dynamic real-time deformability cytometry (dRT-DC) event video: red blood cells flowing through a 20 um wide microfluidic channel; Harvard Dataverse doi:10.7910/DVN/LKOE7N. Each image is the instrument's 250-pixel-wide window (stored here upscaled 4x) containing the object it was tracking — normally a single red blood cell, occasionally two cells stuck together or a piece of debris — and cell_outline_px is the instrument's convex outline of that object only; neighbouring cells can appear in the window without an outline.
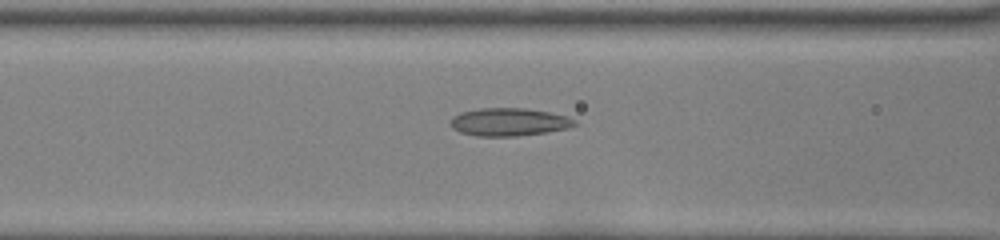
{"species": "common noctule bat (a hibernating species)", "species_latin": "Nyctalus noctula", "temperature_condition": "room temperature", "stored_images_in_passage": 41, "camera_frame_rate_fps": 3000, "um_per_image_px": 0.085, "animal": {"sex": "female", "body_mass_g": 22.0, "forearm_length_mm": 56.7}, "frame": {"image": 1, "passage_image": 13, "time_ms": 4.0, "image_size_px": [1000, 240], "cell_outline_px": [[580, 124], [568, 128], [544, 132], [516, 136], [476, 136], [460, 132], [452, 128], [452, 116], [460, 112], [480, 108], [528, 108], [568, 116], [576, 120]], "centroid_in_image_um": [43.29, 10.36], "position_along_channel_um": 123.3, "area_um2": 20.23}}
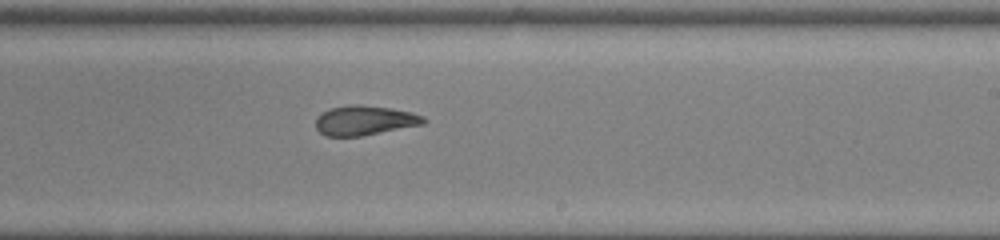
{"frame": {"image": 2, "passage_image": 23, "time_ms": 7.333, "image_size_px": [1000, 240], "cell_outline_px": [[428, 120], [424, 124], [360, 136], [324, 136], [316, 128], [316, 120], [324, 112], [332, 108], [352, 104], [360, 104], [392, 108], [412, 112], [424, 116]], "centroid_in_image_um": [31.04, 10.23], "position_along_channel_um": 258.0, "area_um2": 18.55}}
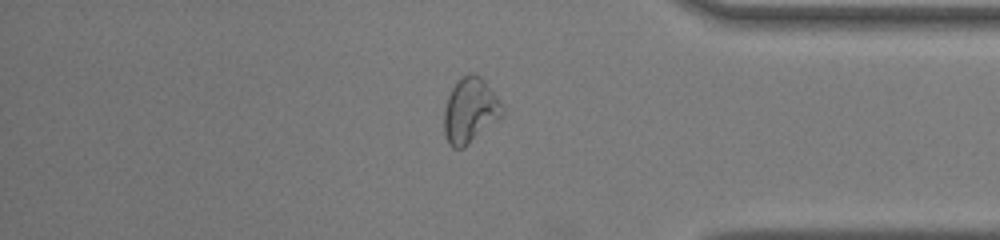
{"frame": {"image": 3, "passage_image": 34, "time_ms": 11.0, "image_size_px": [1000, 240], "cell_outline_px": [[504, 112], [500, 116], [464, 148], [452, 148], [444, 132], [444, 108], [448, 96], [452, 88], [468, 72], [472, 72], [480, 76], [484, 80], [496, 96], [504, 108]], "centroid_in_image_um": [39.93, 9.38], "position_along_channel_um": 395.3, "area_um2": 21.56}, "authors_computed_cell_mechanics": {"area_um2": 20.7502, "velocity_mm_per_s": 4.0509, "shape_relaxation_time_tau1_ms": null, "shape_relaxation_time_tau2_ms": 1.3833, "deformation_change_tau1": null, "deformation_change_tau2": 0.072}}